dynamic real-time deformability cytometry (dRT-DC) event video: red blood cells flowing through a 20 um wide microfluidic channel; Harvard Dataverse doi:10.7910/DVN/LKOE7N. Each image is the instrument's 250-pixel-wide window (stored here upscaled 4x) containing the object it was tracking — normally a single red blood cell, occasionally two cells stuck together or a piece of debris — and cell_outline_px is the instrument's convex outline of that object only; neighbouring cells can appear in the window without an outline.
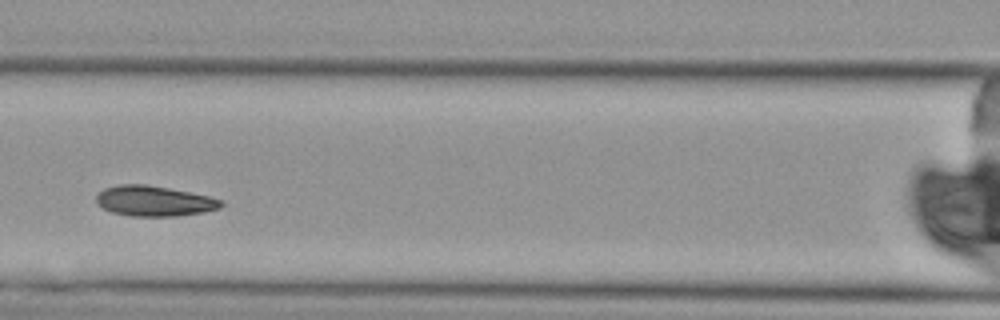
{"species": "Egyptian fruit bat (a non-hibernating species)", "species_latin": "Rousettus aegyptiacus", "temperature_condition": "cold", "stored_images_in_passage": 8, "camera_frame_rate_fps": 3000, "um_per_image_px": 0.085, "animal": {"sex": "female"}, "frame": {"image": 1, "passage_image": 8, "time_ms": 9.0, "image_size_px": [1000, 320], "cell_outline_px": [[224, 204], [220, 208], [204, 212], [176, 216], [132, 216], [112, 212], [96, 204], [96, 196], [104, 188], [120, 184], [144, 184], [168, 188], [208, 196], [224, 200]], "centroid_in_image_um": [13.11, 17.09], "position_along_channel_um": 153.5, "area_um2": 22.02}}